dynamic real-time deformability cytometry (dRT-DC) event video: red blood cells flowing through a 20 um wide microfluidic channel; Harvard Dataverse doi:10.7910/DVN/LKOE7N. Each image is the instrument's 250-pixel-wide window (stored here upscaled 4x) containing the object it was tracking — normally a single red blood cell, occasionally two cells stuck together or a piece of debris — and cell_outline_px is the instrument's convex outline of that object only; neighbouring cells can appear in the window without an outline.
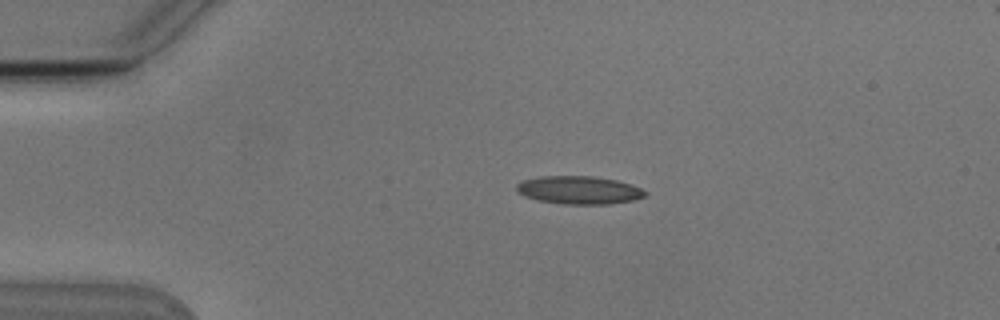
{"species": "Egyptian fruit bat (a non-hibernating species)", "species_latin": "Rousettus aegyptiacus", "temperature_condition": "cold", "stored_images_in_passage": 5, "segment_of_instrument_passage": [1, 2], "camera_frame_rate_fps": 3000, "um_per_image_px": 0.085, "animal": {"sex": "male"}, "frame": {"image": 1, "passage_image": 3, "time_ms": 2.333, "image_size_px": [1000, 320], "cell_outline_px": [[648, 192], [644, 196], [636, 200], [608, 204], [564, 204], [540, 200], [524, 196], [516, 192], [516, 184], [524, 180], [540, 176], [592, 176], [616, 180], [640, 188]], "centroid_in_image_um": [49.2, 16.16], "position_along_channel_um": 35.8, "area_um2": 20.92}}